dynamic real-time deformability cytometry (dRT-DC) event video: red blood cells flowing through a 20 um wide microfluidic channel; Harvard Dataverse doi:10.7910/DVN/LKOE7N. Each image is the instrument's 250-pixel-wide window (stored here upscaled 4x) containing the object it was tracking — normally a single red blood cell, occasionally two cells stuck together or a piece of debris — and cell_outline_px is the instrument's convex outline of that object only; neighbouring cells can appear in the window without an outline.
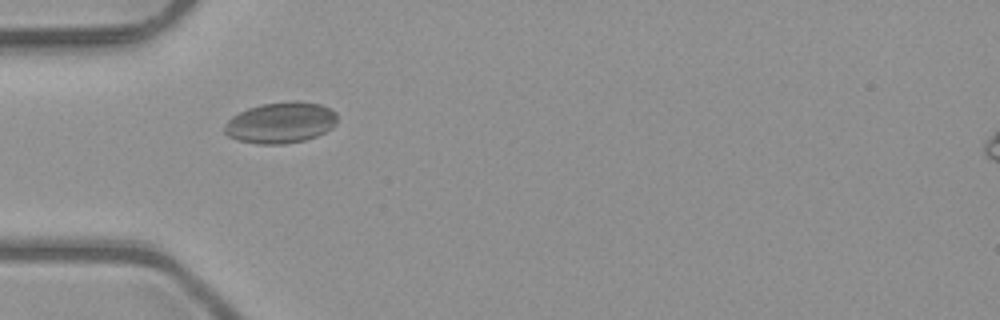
{"species": "common noctule bat (a hibernating species)", "species_latin": "Nyctalus noctula", "temperature_condition": "room temperature", "stored_images_in_passage": 6, "camera_frame_rate_fps": 3000, "um_per_image_px": 0.085, "animal": {"sex": "male", "body_mass_g": 23.1, "forearm_length_mm": 52.7}, "frame": {"image": 1, "passage_image": 5, "time_ms": 1.333, "image_size_px": [1000, 320], "cell_outline_px": [[336, 124], [332, 128], [316, 136], [304, 140], [284, 144], [260, 144], [240, 140], [228, 136], [224, 132], [224, 128], [228, 120], [232, 116], [248, 108], [260, 104], [296, 100], [320, 104], [336, 112]], "centroid_in_image_um": [23.86, 10.42], "position_along_channel_um": 61.1, "area_um2": 26.88}}
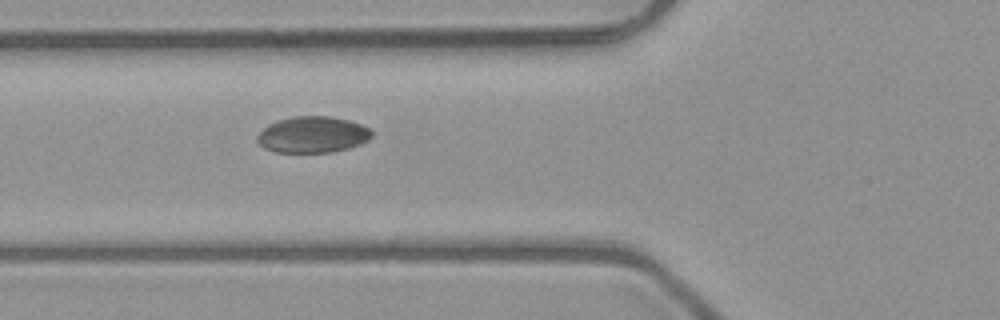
{"frame": {"image": 2, "passage_image": 6, "time_ms": 1.667, "image_size_px": [1000, 320], "cell_outline_px": [[372, 136], [368, 140], [360, 144], [348, 148], [332, 152], [276, 152], [264, 148], [256, 140], [256, 136], [268, 124], [276, 120], [292, 116], [332, 116], [348, 120], [372, 128]], "centroid_in_image_um": [26.57, 11.43], "position_along_channel_um": 99.2, "area_um2": 24.39}}